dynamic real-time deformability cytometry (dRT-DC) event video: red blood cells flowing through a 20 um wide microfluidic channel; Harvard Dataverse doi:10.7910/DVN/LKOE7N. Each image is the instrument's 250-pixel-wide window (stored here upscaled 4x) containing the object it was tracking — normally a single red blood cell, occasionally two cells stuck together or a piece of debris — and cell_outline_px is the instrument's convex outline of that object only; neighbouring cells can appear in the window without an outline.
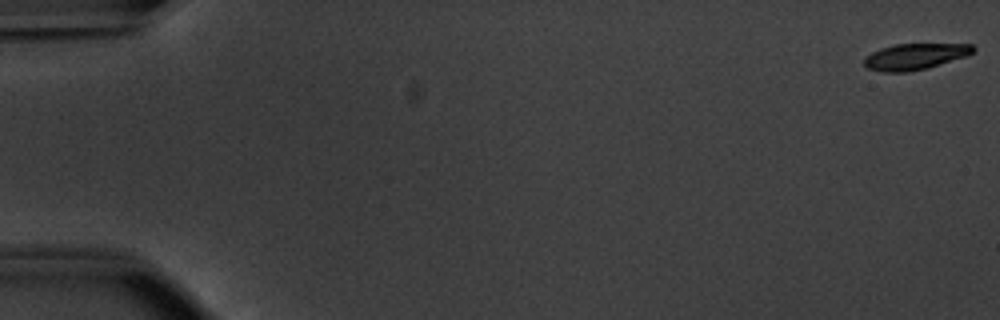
{"species": "common noctule bat (a hibernating species)", "species_latin": "Nyctalus noctula", "temperature_condition": "warm", "stored_images_in_passage": 54, "camera_frame_rate_fps": 3000, "um_per_image_px": 0.085, "animal": {"sex": "male", "body_mass_g": 20.1, "forearm_length_mm": 53.5}, "frame": {"image": 1, "passage_image": 1, "time_ms": 0.0, "image_size_px": [1000, 320], "cell_outline_px": [[976, 48], [968, 56], [928, 68], [908, 72], [884, 72], [868, 68], [864, 64], [864, 60], [872, 52], [880, 48], [896, 44], [972, 44]], "centroid_in_image_um": [77.81, 4.81], "position_along_channel_um": 7.2, "area_um2": 16.59}}
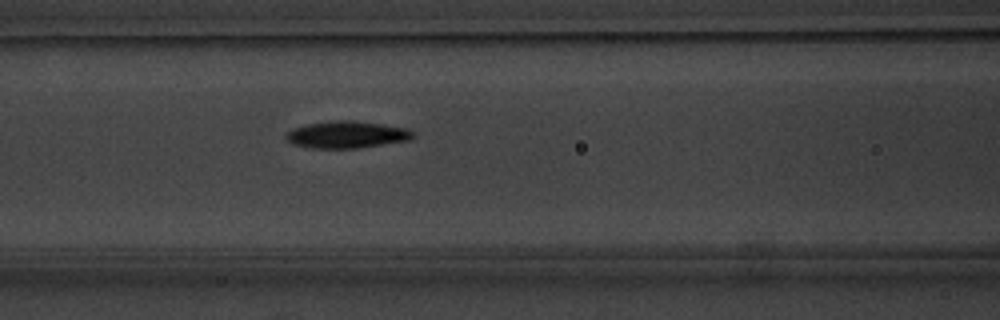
{"frame": {"image": 2, "passage_image": 24, "time_ms": 7.667, "image_size_px": [1000, 320], "cell_outline_px": [[416, 136], [408, 140], [356, 148], [312, 148], [296, 144], [288, 140], [284, 136], [292, 128], [308, 124], [336, 120], [352, 120], [408, 128]], "centroid_in_image_um": [29.48, 11.43], "position_along_channel_um": 137.1, "area_um2": 19.65}}
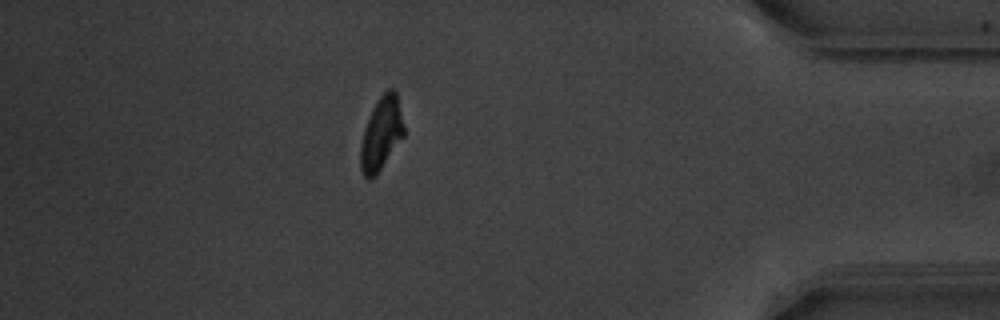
{"frame": {"image": 3, "passage_image": 48, "time_ms": 15.667, "image_size_px": [1000, 320], "cell_outline_px": [[404, 136], [376, 176], [368, 180], [364, 176], [360, 168], [360, 144], [364, 128], [372, 108], [376, 100], [388, 88], [396, 88], [404, 124]], "centroid_in_image_um": [32.41, 11.34], "position_along_channel_um": 402.8, "area_um2": 18.84}, "authors_computed_cell_mechanics": {"area_um2": 18.8139, "velocity_mm_per_s": 3.7902, "shape_relaxation_time_tau1_ms": 2.4177, "shape_relaxation_time_tau2_ms": 6.9318, "deformation_change_tau1": 0.1265, "deformation_change_tau2": 0.1158}}